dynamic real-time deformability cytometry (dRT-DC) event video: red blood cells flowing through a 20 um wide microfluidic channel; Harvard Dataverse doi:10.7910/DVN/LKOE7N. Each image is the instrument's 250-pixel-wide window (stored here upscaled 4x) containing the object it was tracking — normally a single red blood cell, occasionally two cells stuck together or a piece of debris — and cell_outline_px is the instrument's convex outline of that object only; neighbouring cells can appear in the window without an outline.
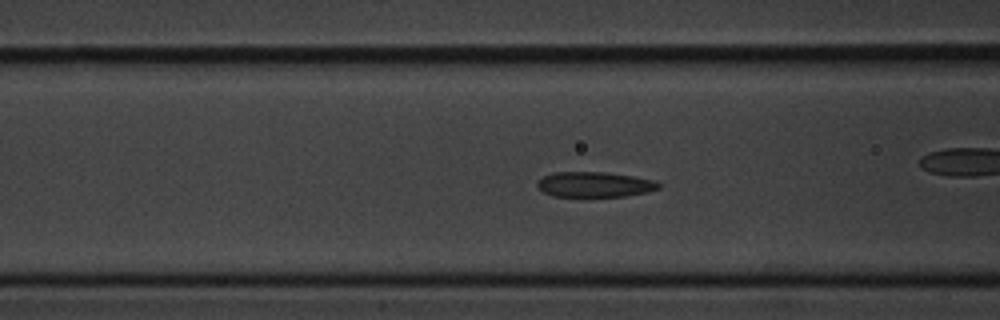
{"species": "common noctule bat (a hibernating species)", "species_latin": "Nyctalus noctula", "temperature_condition": "cold", "stored_images_in_passage": 51, "camera_frame_rate_fps": 3000, "um_per_image_px": 0.085, "animal": {"sex": "male", "body_mass_g": 20.1, "forearm_length_mm": 53.5}, "frame": {"image": 1, "passage_image": 16, "time_ms": 5.0, "image_size_px": [1000, 320], "cell_outline_px": [[660, 188], [648, 192], [628, 196], [552, 196], [536, 188], [536, 180], [544, 176], [556, 172], [604, 172], [632, 176], [656, 180], [660, 184]], "centroid_in_image_um": [50.53, 15.68], "position_along_channel_um": 116.1, "area_um2": 17.98}}
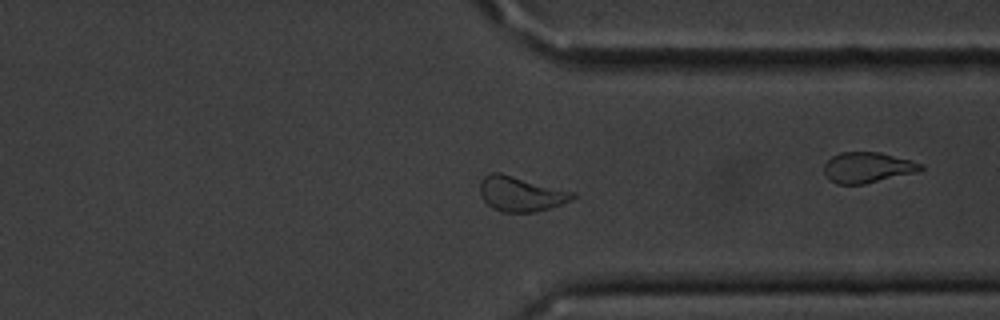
{"frame": {"image": 2, "passage_image": 37, "time_ms": 12.0, "image_size_px": [1000, 320], "cell_outline_px": [[576, 196], [560, 204], [536, 212], [500, 212], [492, 208], [484, 200], [480, 192], [480, 180], [488, 172], [500, 172], [576, 192]], "centroid_in_image_um": [44.24, 16.46], "position_along_channel_um": 367.2, "area_um2": 18.9}}
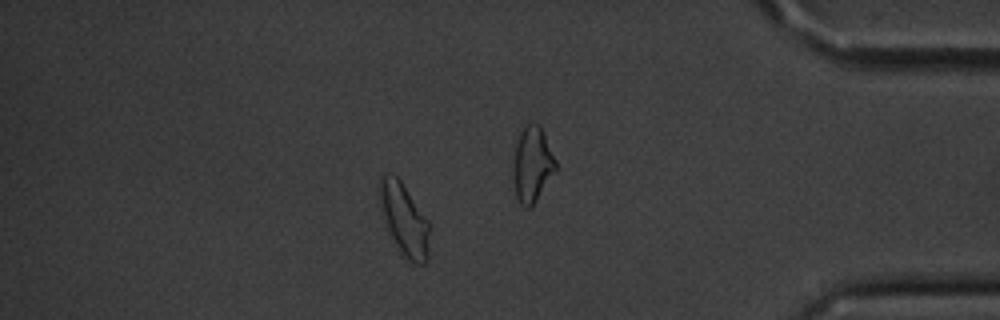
{"frame": {"image": 3, "passage_image": 43, "time_ms": 14.0, "image_size_px": [1000, 320], "cell_outline_px": [[428, 264], [412, 264], [400, 252], [388, 232], [380, 204], [376, 188], [380, 176], [396, 176], [400, 180], [428, 220]], "centroid_in_image_um": [34.33, 18.68], "position_along_channel_um": 400.9, "area_um2": 20.92}, "authors_computed_cell_mechanics": {"area_um2": 18.9006, "velocity_mm_per_s": 3.5922, "shape_relaxation_time_tau1_ms": 3.2143, "shape_relaxation_time_tau2_ms": 2.5293, "deformation_change_tau1": 0.0915, "deformation_change_tau2": 0.0941}}